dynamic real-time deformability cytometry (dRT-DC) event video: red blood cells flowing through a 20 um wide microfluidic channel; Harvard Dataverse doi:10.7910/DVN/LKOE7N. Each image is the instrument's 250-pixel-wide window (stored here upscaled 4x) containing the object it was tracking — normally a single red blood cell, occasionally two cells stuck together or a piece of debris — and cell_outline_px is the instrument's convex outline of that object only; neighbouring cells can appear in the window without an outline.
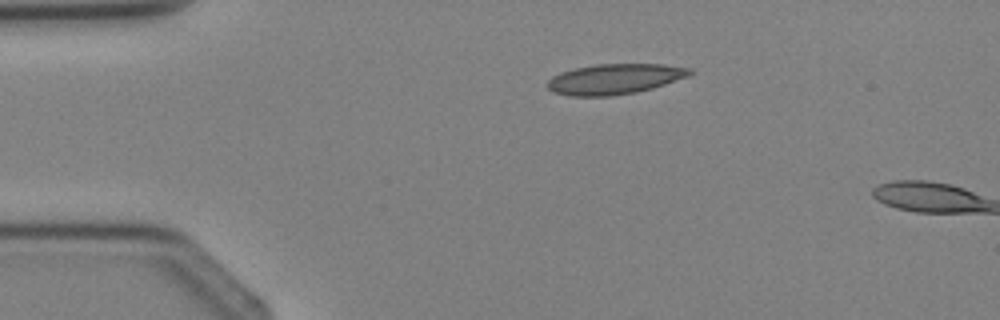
{"species": "Egyptian fruit bat (a non-hibernating species)", "species_latin": "Rousettus aegyptiacus", "temperature_condition": "cold", "stored_images_in_passage": 2, "camera_frame_rate_fps": 3000, "um_per_image_px": 0.085, "animal": {"sex": "female"}, "frame": {"image": 1, "passage_image": 1, "time_ms": 0.0, "image_size_px": [1000, 320], "cell_outline_px": [[696, 72], [688, 76], [652, 88], [636, 92], [612, 96], [568, 96], [552, 92], [544, 84], [552, 76], [560, 72], [576, 68], [596, 64], [664, 64], [692, 68]], "centroid_in_image_um": [52.23, 6.72], "position_along_channel_um": 32.8, "area_um2": 25.43}}